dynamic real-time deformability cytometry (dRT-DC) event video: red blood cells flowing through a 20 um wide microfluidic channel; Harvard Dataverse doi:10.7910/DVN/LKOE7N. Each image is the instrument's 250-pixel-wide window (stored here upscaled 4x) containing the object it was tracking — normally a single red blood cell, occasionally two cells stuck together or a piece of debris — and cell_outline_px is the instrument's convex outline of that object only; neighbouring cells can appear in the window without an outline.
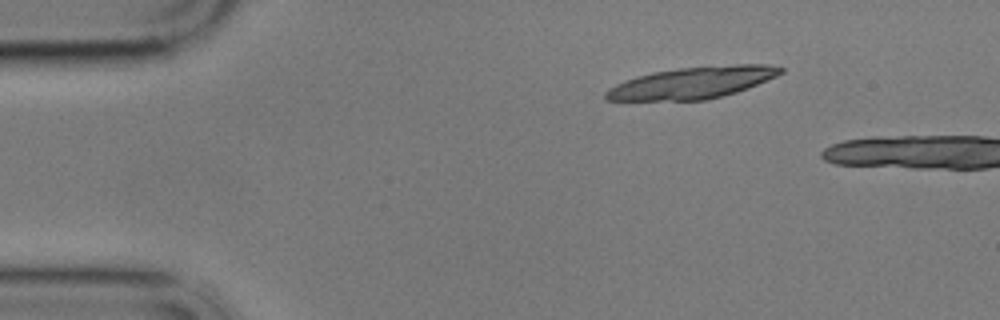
{"species": "common noctule bat (a hibernating species)", "species_latin": "Nyctalus noctula", "temperature_condition": "cold", "stored_images_in_passage": 2, "camera_frame_rate_fps": 3000, "um_per_image_px": 0.085, "animal": {"sex": "male", "body_mass_g": 17.9}, "frame": {"image": 1, "passage_image": 1, "time_ms": 0.0, "image_size_px": [1000, 320], "cell_outline_px": [[784, 72], [776, 76], [748, 88], [736, 92], [704, 100], [608, 100], [604, 96], [604, 92], [608, 88], [624, 80], [636, 76], [652, 72], [680, 68], [736, 64], [768, 64], [784, 68]], "centroid_in_image_um": [58.85, 7.02], "position_along_channel_um": 26.1, "area_um2": 32.14}}